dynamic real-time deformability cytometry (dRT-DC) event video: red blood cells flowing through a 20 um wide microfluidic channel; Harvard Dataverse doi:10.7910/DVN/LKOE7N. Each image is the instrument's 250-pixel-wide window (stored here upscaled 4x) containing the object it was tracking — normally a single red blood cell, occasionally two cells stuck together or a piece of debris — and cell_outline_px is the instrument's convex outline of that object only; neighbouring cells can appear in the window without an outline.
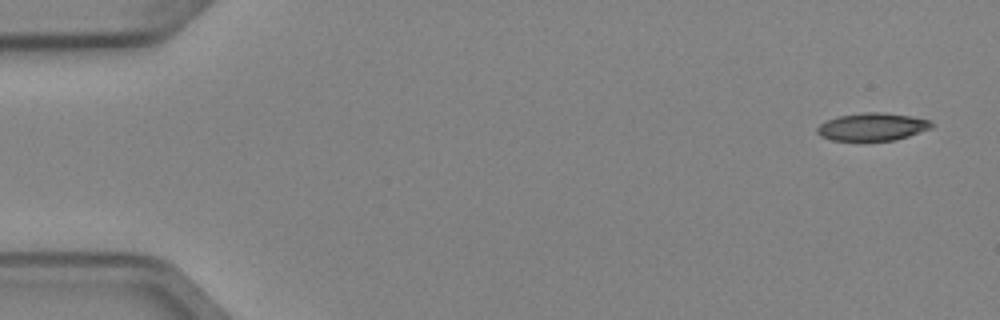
{"species": "Egyptian fruit bat (a non-hibernating species)", "species_latin": "Rousettus aegyptiacus", "temperature_condition": "cold", "stored_images_in_passage": 7, "camera_frame_rate_fps": 3000, "um_per_image_px": 0.085, "animal": {"sex": "female"}, "frame": {"image": 1, "passage_image": 1, "time_ms": 0.0, "image_size_px": [1000, 320], "cell_outline_px": [[932, 128], [896, 140], [864, 144], [832, 140], [820, 136], [816, 132], [816, 128], [820, 124], [828, 120], [840, 116], [864, 112], [884, 112], [912, 116], [928, 120], [932, 124]], "centroid_in_image_um": [74.11, 10.83], "position_along_channel_um": 10.9, "area_um2": 19.25}}
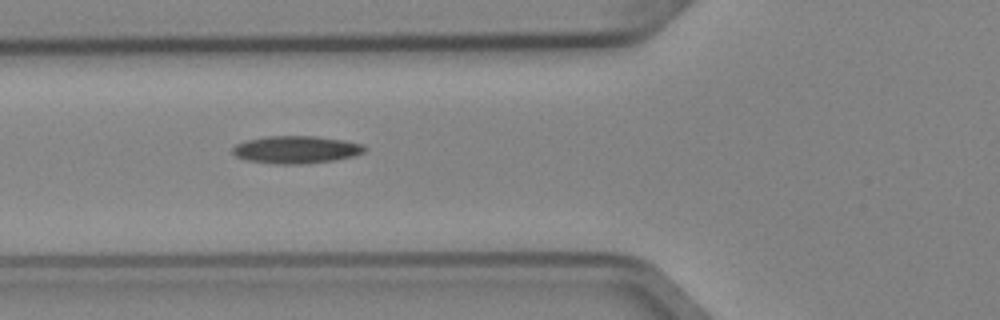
{"frame": {"image": 2, "passage_image": 5, "time_ms": 1.333, "image_size_px": [1000, 320], "cell_outline_px": [[368, 148], [364, 152], [352, 156], [332, 160], [304, 164], [276, 164], [248, 160], [236, 156], [232, 152], [232, 148], [236, 144], [248, 140], [268, 136], [316, 136], [344, 140], [364, 144]], "centroid_in_image_um": [25.2, 12.71], "position_along_channel_um": 100.6, "area_um2": 21.1}}
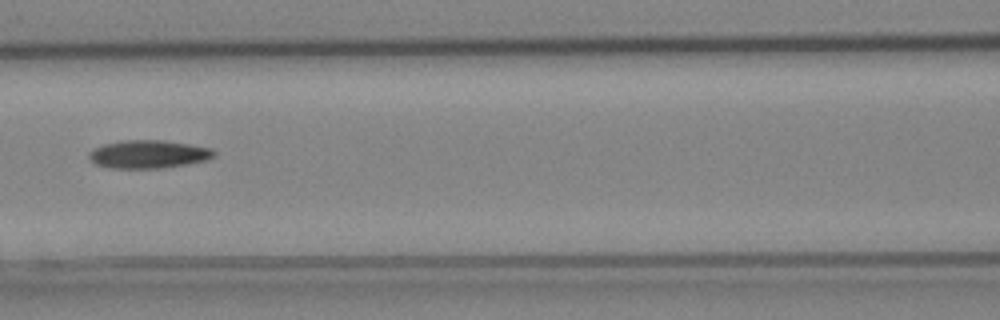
{"frame": {"image": 3, "passage_image": 6, "time_ms": 1.667, "image_size_px": [1000, 320], "cell_outline_px": [[216, 152], [212, 156], [204, 160], [164, 168], [112, 168], [96, 164], [88, 156], [88, 152], [104, 144], [124, 140], [164, 140], [188, 144], [208, 148]], "centroid_in_image_um": [12.57, 13.1], "position_along_channel_um": 154.0, "area_um2": 20.06}}